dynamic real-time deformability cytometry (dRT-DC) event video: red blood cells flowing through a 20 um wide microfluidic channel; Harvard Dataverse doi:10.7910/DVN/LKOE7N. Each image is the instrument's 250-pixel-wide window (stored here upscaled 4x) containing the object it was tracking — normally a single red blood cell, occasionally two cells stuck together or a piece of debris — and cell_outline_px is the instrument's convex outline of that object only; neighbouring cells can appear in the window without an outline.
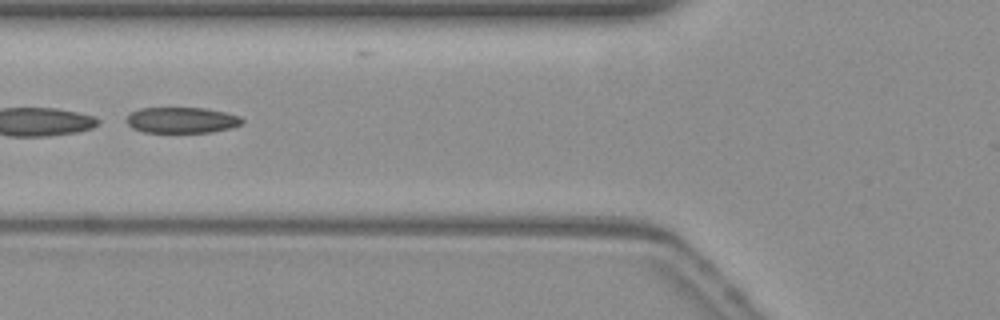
{"species": "common noctule bat (a hibernating species)", "species_latin": "Nyctalus noctula", "temperature_condition": "warm", "stored_images_in_passage": 53, "camera_frame_rate_fps": 3000, "um_per_image_px": 0.085, "animal": {"sex": "female", "body_mass_g": 19.3, "forearm_length_mm": 54.1}, "frame": {"image": 1, "passage_image": 21, "time_ms": 6.667, "image_size_px": [1000, 320], "cell_outline_px": [[244, 120], [240, 124], [228, 128], [212, 132], [144, 132], [132, 128], [124, 120], [128, 112], [140, 108], [204, 108], [224, 112], [240, 116]], "centroid_in_image_um": [15.37, 10.2], "position_along_channel_um": 110.4, "area_um2": 17.46}}
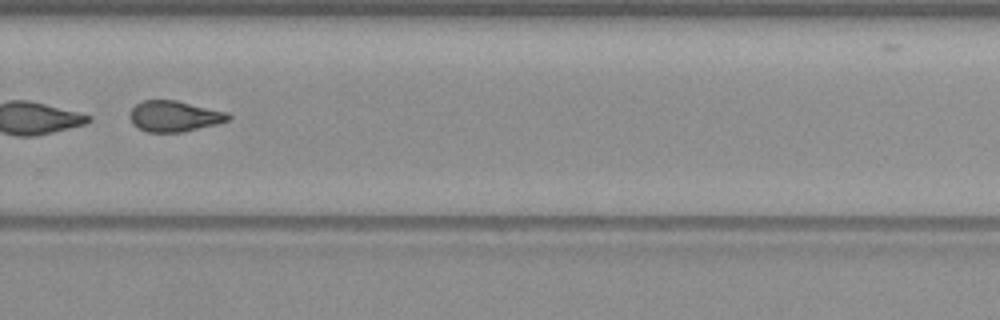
{"frame": {"image": 2, "passage_image": 37, "time_ms": 12.0, "image_size_px": [1000, 320], "cell_outline_px": [[232, 116], [228, 120], [216, 124], [184, 132], [148, 132], [132, 124], [132, 108], [136, 104], [144, 100], [176, 100], [228, 112]], "centroid_in_image_um": [14.86, 9.87], "position_along_channel_um": 314.9, "area_um2": 17.51}, "authors_computed_cell_mechanics": {"area_um2": 18.4382, "velocity_mm_per_s": 3.8434, "shape_relaxation_time_tau1_ms": 6.208, "shape_relaxation_time_tau2_ms": 2.2693, "deformation_change_tau1": 0.167, "deformation_change_tau2": 0.0948}}